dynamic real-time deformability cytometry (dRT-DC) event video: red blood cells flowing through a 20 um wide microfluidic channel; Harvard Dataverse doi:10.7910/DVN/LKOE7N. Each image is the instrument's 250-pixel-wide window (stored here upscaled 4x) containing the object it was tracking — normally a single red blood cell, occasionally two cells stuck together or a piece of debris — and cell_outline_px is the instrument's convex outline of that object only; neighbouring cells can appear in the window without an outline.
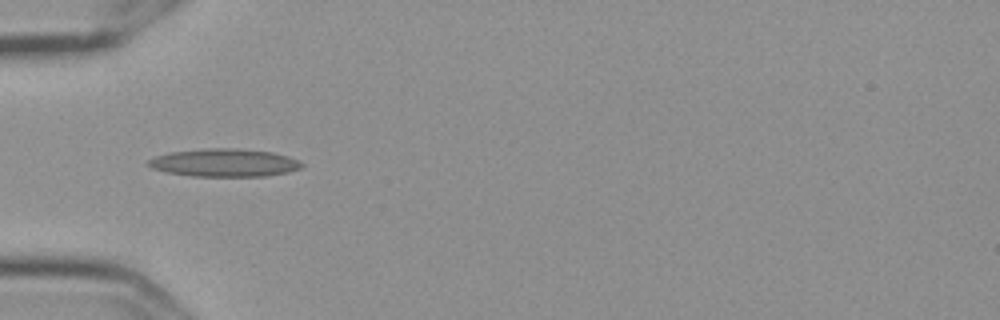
{"species": "Egyptian fruit bat (a non-hibernating species)", "species_latin": "Rousettus aegyptiacus", "temperature_condition": "cold", "stored_images_in_passage": 39, "camera_frame_rate_fps": 3000, "um_per_image_px": 0.085, "frame": {"image": 1, "passage_image": 1, "time_ms": 0.0, "image_size_px": [1000, 320], "cell_outline_px": [[304, 164], [300, 168], [288, 172], [264, 176], [192, 176], [168, 172], [152, 168], [144, 164], [148, 160], [156, 156], [168, 152], [208, 148], [240, 148], [272, 152], [288, 156]], "centroid_in_image_um": [19.04, 13.82], "position_along_channel_um": 66.0, "area_um2": 24.97}}
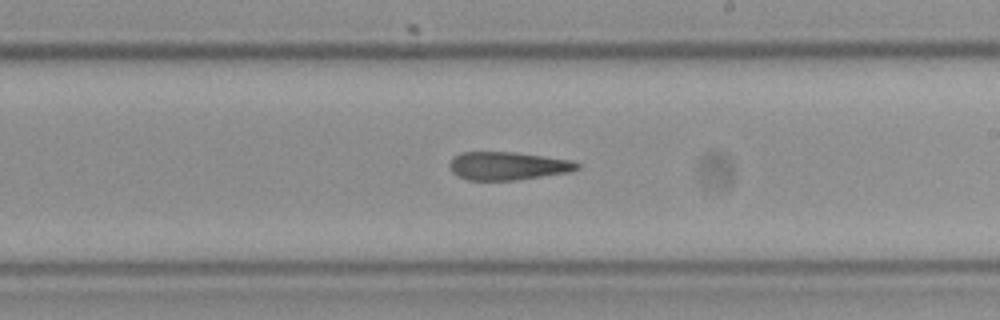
{"frame": {"image": 2, "passage_image": 16, "time_ms": 5.0, "image_size_px": [1000, 320], "cell_outline_px": [[580, 168], [568, 172], [516, 180], [468, 180], [452, 172], [448, 164], [452, 156], [460, 152], [516, 152], [572, 160], [580, 164]], "centroid_in_image_um": [43.14, 14.09], "position_along_channel_um": 245.9, "area_um2": 20.98}}
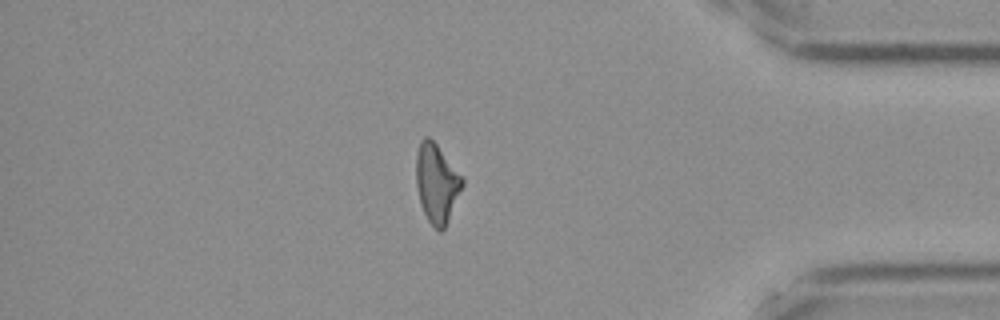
{"frame": {"image": 3, "passage_image": 31, "time_ms": 10.0, "image_size_px": [1000, 320], "cell_outline_px": [[464, 184], [444, 228], [440, 232], [428, 220], [420, 204], [416, 184], [416, 152], [420, 140], [424, 136], [428, 136], [436, 144], [464, 176]], "centroid_in_image_um": [37.12, 15.53], "position_along_channel_um": 398.1, "area_um2": 21.27}, "authors_computed_cell_mechanics": {"area_um2": 21.2704, "velocity_mm_per_s": 3.614, "shape_relaxation_time_tau1_ms": null, "shape_relaxation_time_tau2_ms": 5.6733, "deformation_change_tau1": null, "deformation_change_tau2": 0.1787}}